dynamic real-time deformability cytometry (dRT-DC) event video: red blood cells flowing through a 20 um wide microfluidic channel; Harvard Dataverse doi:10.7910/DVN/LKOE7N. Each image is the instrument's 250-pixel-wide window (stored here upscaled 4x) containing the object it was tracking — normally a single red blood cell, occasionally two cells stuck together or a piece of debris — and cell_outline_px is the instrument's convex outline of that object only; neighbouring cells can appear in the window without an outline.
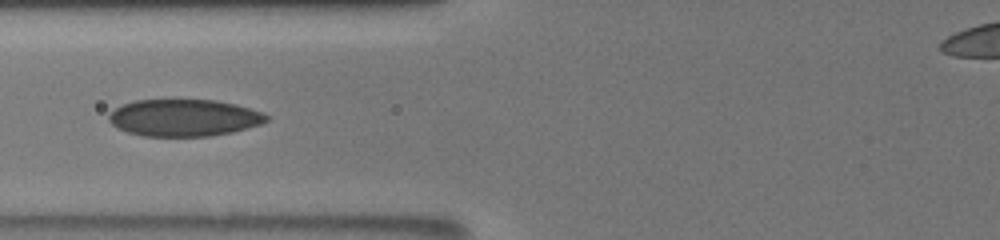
{"species": "human", "species_latin": "Homo sapiens", "temperature_condition": "room temperature", "stored_images_in_passage": 59, "camera_frame_rate_fps": 3000, "um_per_image_px": 0.085, "donor": {"sex": "male"}, "frame": {"image": 1, "passage_image": 11, "time_ms": 2.0, "image_size_px": [1000, 240], "cell_outline_px": [[268, 120], [260, 124], [232, 132], [208, 136], [144, 136], [128, 132], [116, 128], [108, 120], [108, 116], [116, 108], [124, 104], [136, 100], [216, 100], [236, 104], [264, 112], [268, 116]], "centroid_in_image_um": [15.65, 10.01], "position_along_channel_um": 110.2, "area_um2": 33.87}}
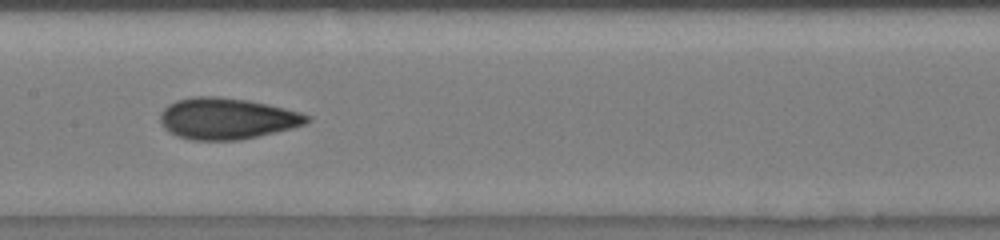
{"frame": {"image": 2, "passage_image": 21, "time_ms": 4.0, "image_size_px": [1000, 240], "cell_outline_px": [[312, 120], [304, 124], [292, 128], [256, 136], [236, 140], [192, 140], [176, 136], [168, 132], [160, 124], [160, 112], [168, 104], [176, 100], [192, 96], [216, 96], [248, 100], [284, 108], [300, 112], [312, 116]], "centroid_in_image_um": [19.25, 10.07], "position_along_channel_um": 188.2, "area_um2": 35.43}}
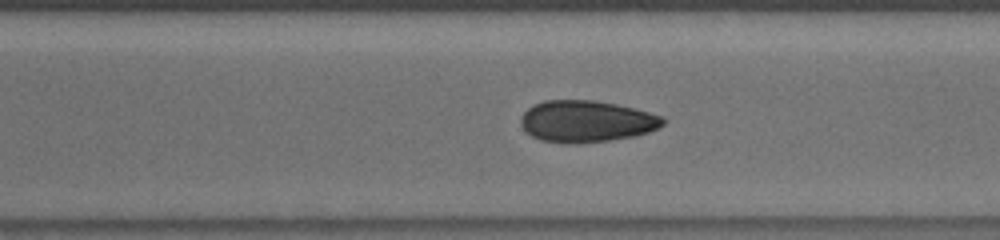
{"frame": {"image": 3, "passage_image": 32, "time_ms": 6.333, "image_size_px": [1000, 240], "cell_outline_px": [[668, 120], [664, 124], [648, 132], [636, 136], [608, 140], [572, 144], [540, 140], [532, 136], [520, 124], [520, 116], [532, 104], [544, 100], [592, 100], [616, 104], [664, 116]], "centroid_in_image_um": [49.84, 10.31], "position_along_channel_um": 320.8, "area_um2": 34.56}, "authors_computed_cell_mechanics": {"area_um2": 33.9286, "velocity_mm_per_s": 3.9007, "shape_relaxation_time_tau1_ms": 1.6506, "shape_relaxation_time_tau2_ms": 0.8266, "deformation_change_tau1": 0.0672, "deformation_change_tau2": 0.05}}